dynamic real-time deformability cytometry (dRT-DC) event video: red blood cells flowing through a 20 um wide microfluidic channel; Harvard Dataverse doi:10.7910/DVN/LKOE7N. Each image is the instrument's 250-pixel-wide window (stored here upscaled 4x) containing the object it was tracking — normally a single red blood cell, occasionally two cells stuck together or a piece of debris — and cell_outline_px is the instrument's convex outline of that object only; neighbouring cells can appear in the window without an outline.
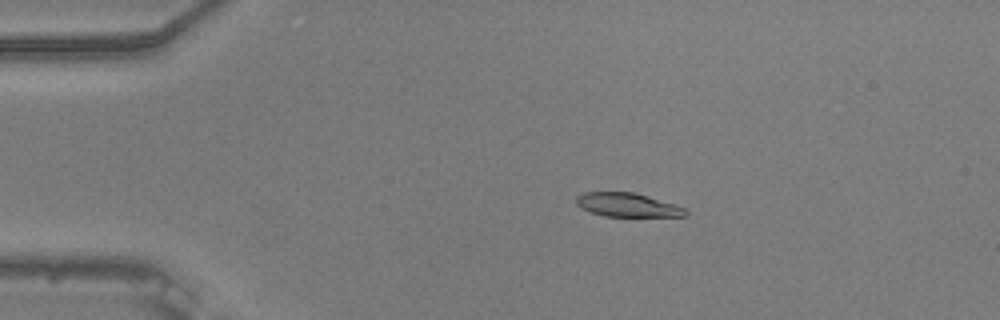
{"species": "common noctule bat (a hibernating species)", "species_latin": "Nyctalus noctula", "temperature_condition": "warm", "stored_images_in_passage": 45, "camera_frame_rate_fps": 3000, "um_per_image_px": 0.085, "animal": {"sex": "male", "body_mass_g": 20.5, "forearm_length_mm": 52.5}, "frame": {"image": 1, "passage_image": 1, "time_ms": 0.0, "image_size_px": [1000, 320], "cell_outline_px": [[688, 216], [604, 216], [580, 208], [576, 204], [576, 196], [584, 192], [632, 192], [676, 204], [684, 208], [688, 212]], "centroid_in_image_um": [53.32, 17.42], "position_along_channel_um": 31.7, "area_um2": 15.09}}
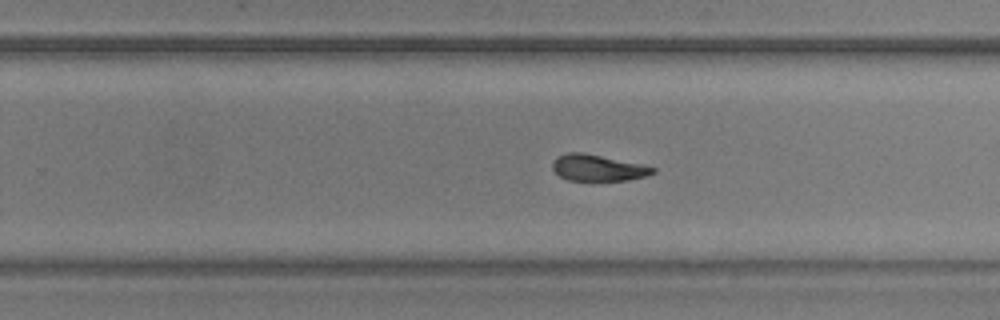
{"frame": {"image": 2, "passage_image": 25, "time_ms": 8.0, "image_size_px": [1000, 320], "cell_outline_px": [[656, 172], [648, 176], [628, 180], [568, 180], [560, 176], [552, 168], [552, 160], [556, 156], [568, 152], [584, 152], [640, 164], [656, 168]], "centroid_in_image_um": [50.8, 14.25], "position_along_channel_um": 279.0, "area_um2": 15.43}}
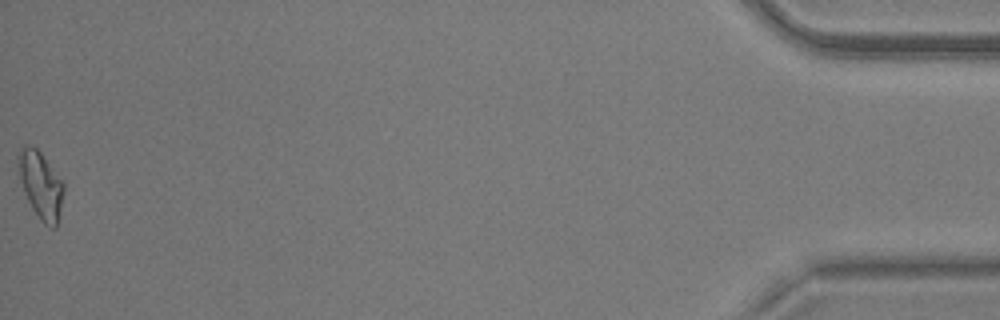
{"frame": {"image": 3, "passage_image": 45, "time_ms": 14.667, "image_size_px": [1000, 320], "cell_outline_px": [[64, 192], [56, 228], [52, 228], [44, 224], [40, 220], [32, 208], [24, 192], [20, 180], [16, 160], [16, 156], [24, 144], [28, 144], [36, 148], [40, 152], [64, 184]], "centroid_in_image_um": [3.43, 15.71], "position_along_channel_um": 431.8, "area_um2": 17.69}, "authors_computed_cell_mechanics": {"area_um2": 16.2996, "velocity_mm_per_s": 3.7376, "shape_relaxation_time_tau1_ms": 9.1959, "shape_relaxation_time_tau2_ms": 6.4339, "deformation_change_tau1": 0.22, "deformation_change_tau2": 0.1246}}